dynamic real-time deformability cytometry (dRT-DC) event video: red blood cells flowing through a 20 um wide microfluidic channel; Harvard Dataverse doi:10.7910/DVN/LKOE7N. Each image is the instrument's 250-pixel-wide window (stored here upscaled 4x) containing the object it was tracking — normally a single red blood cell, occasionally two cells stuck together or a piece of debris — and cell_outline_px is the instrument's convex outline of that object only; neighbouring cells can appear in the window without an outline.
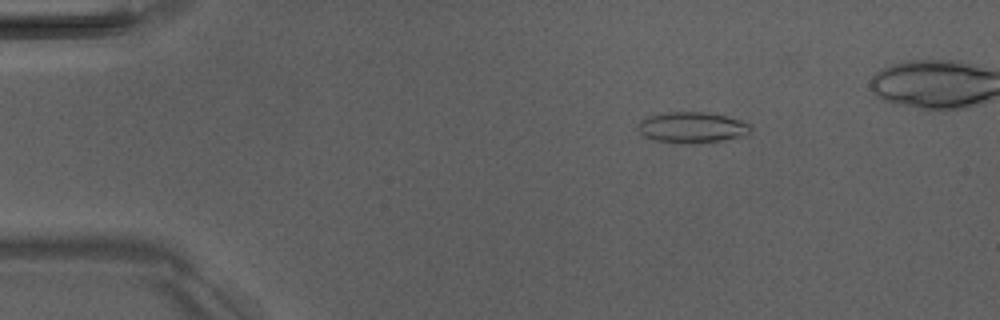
{"species": "Egyptian fruit bat (a non-hibernating species)", "species_latin": "Rousettus aegyptiacus", "temperature_condition": "room temperature", "stored_images_in_passage": 6, "camera_frame_rate_fps": 3000, "um_per_image_px": 0.085, "animal": {"sex": "male"}, "frame": {"image": 1, "passage_image": 3, "time_ms": 2.333, "image_size_px": [1000, 320], "cell_outline_px": [[752, 132], [744, 136], [720, 140], [688, 144], [656, 140], [644, 136], [636, 128], [636, 124], [640, 120], [648, 116], [664, 112], [704, 112], [724, 116], [740, 120], [752, 124]], "centroid_in_image_um": [58.82, 10.83], "position_along_channel_um": 26.2, "area_um2": 20.35}}